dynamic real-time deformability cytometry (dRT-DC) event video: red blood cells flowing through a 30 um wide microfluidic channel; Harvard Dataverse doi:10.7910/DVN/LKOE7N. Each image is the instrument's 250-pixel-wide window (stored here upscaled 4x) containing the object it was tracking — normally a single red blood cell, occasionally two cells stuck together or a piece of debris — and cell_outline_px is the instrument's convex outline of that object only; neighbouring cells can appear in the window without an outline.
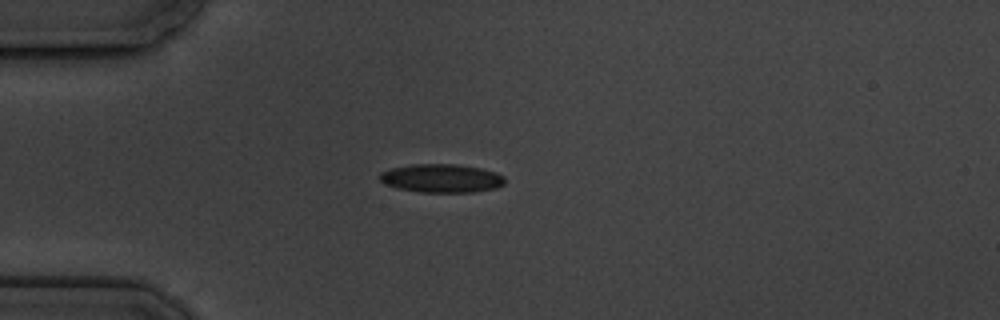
{"species": "common noctule bat (a hibernating species)", "species_latin": "Nyctalus noctula", "temperature_condition": "cold", "stored_images_in_passage": 3, "camera_frame_rate_fps": 3000, "um_per_image_px": 0.085, "animal": {"sex": "male", "body_mass_g": 19.5, "forearm_length_mm": 54.6}, "frame": {"image": 1, "passage_image": 1, "time_ms": 0.0, "image_size_px": [1000, 320], "cell_outline_px": [[504, 184], [496, 188], [472, 192], [420, 192], [396, 188], [384, 184], [380, 180], [380, 172], [392, 168], [412, 164], [456, 164], [480, 168], [496, 172], [504, 176]], "centroid_in_image_um": [37.52, 15.15], "position_along_channel_um": 47.5, "area_um2": 20.81}}